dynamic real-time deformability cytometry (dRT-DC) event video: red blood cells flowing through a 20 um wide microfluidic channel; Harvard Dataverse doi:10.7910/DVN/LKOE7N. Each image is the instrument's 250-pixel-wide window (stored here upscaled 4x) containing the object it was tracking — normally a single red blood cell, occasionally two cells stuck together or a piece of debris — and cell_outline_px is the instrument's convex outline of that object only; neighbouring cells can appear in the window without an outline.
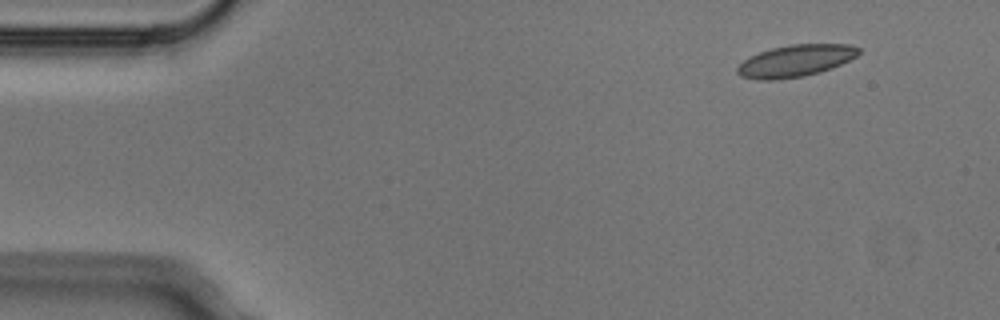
{"species": "Egyptian fruit bat (a non-hibernating species)", "species_latin": "Rousettus aegyptiacus", "temperature_condition": "cold", "stored_images_in_passage": 3, "segment_of_instrument_passage": [2, 2], "camera_frame_rate_fps": 3000, "um_per_image_px": 0.085, "animal": {"sex": "male"}, "frame": {"image": 1, "passage_image": 3, "time_ms": 0.667, "image_size_px": [1000, 320], "cell_outline_px": [[860, 52], [856, 56], [832, 68], [820, 72], [804, 76], [776, 80], [760, 80], [740, 76], [736, 72], [736, 68], [744, 60], [760, 52], [772, 48], [788, 44], [848, 44], [860, 48]], "centroid_in_image_um": [67.61, 5.17], "position_along_channel_um": 17.4, "area_um2": 22.48}}